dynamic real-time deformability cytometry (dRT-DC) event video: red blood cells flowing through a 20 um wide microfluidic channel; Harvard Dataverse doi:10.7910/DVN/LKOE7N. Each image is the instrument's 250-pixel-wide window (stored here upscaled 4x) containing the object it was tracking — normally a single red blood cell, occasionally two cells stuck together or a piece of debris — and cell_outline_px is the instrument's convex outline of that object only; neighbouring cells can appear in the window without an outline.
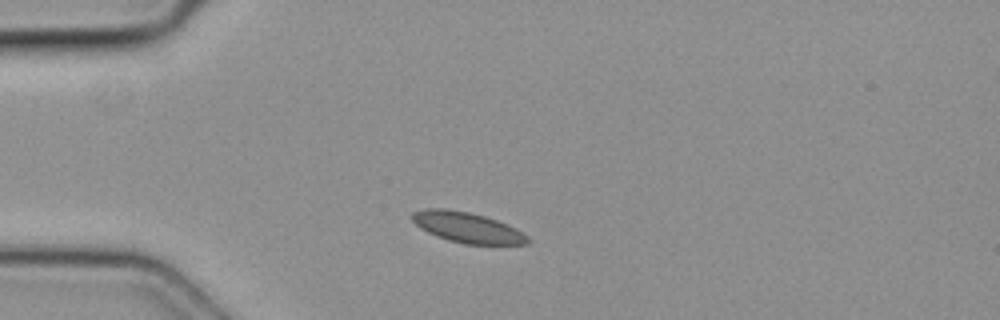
{"species": "common noctule bat (a hibernating species)", "species_latin": "Nyctalus noctula", "temperature_condition": "cold", "stored_images_in_passage": 4, "camera_frame_rate_fps": 3000, "um_per_image_px": 0.085, "animal": {"sex": "female", "body_mass_g": 19.3, "forearm_length_mm": 54.1}, "frame": {"image": 1, "passage_image": 1, "time_ms": 0.0, "image_size_px": [1000, 320], "cell_outline_px": [[532, 240], [528, 244], [464, 244], [448, 240], [436, 236], [420, 228], [412, 220], [412, 212], [424, 208], [448, 208], [468, 212], [484, 216], [508, 224], [516, 228], [528, 236]], "centroid_in_image_um": [39.72, 19.33], "position_along_channel_um": 45.3, "area_um2": 20.63}}
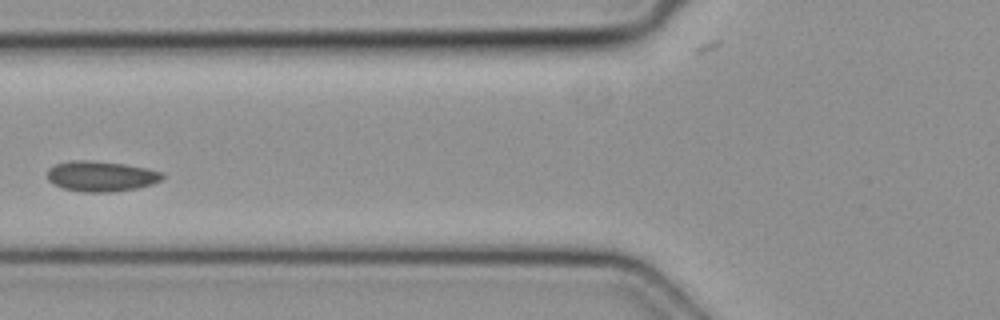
{"frame": {"image": 2, "passage_image": 3, "time_ms": 0.667, "image_size_px": [1000, 320], "cell_outline_px": [[164, 176], [160, 180], [152, 184], [136, 188], [112, 192], [84, 192], [60, 188], [52, 184], [48, 180], [48, 168], [56, 164], [72, 160], [92, 160], [124, 164], [148, 168], [164, 172]], "centroid_in_image_um": [8.58, 14.98], "position_along_channel_um": 117.2, "area_um2": 20.58}}
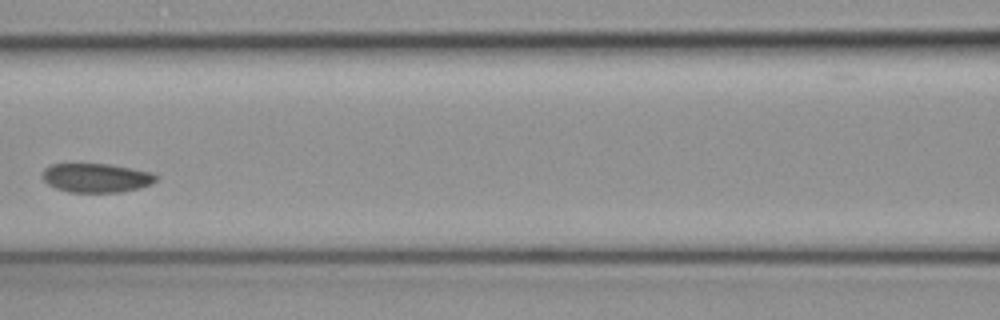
{"frame": {"image": 3, "passage_image": 4, "time_ms": 1.0, "image_size_px": [1000, 320], "cell_outline_px": [[160, 176], [152, 184], [140, 188], [120, 192], [68, 192], [56, 188], [48, 184], [40, 176], [44, 168], [52, 164], [108, 164], [152, 172]], "centroid_in_image_um": [8.19, 15.12], "position_along_channel_um": 158.4, "area_um2": 19.36}}